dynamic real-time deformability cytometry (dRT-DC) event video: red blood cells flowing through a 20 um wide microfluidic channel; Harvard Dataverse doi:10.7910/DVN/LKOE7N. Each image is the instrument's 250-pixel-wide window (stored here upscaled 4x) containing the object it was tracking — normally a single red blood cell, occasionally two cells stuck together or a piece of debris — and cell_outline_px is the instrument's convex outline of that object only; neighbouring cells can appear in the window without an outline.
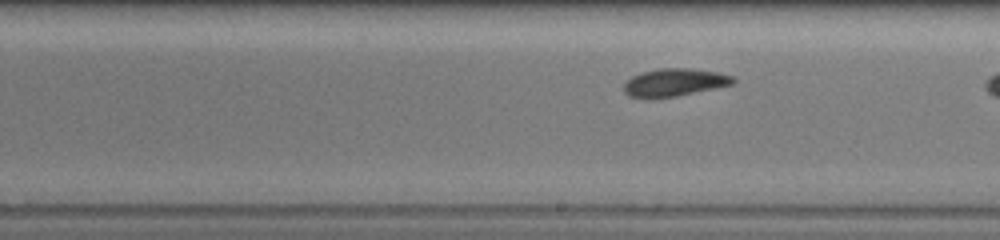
{"species": "common noctule bat (a hibernating species)", "species_latin": "Nyctalus noctula", "temperature_condition": "warm", "stored_images_in_passage": 35, "camera_frame_rate_fps": 3000, "um_per_image_px": 0.085, "animal": {"sex": "female", "body_mass_g": 19.5, "forearm_length_mm": 54.1}, "frame": {"image": 1, "passage_image": 26, "time_ms": 10.333, "image_size_px": [1000, 240], "cell_outline_px": [[736, 80], [732, 84], [676, 96], [652, 100], [648, 100], [628, 96], [624, 92], [624, 84], [632, 76], [640, 72], [656, 68], [688, 68], [720, 72], [732, 76]], "centroid_in_image_um": [57.26, 7.02], "position_along_channel_um": 231.7, "area_um2": 17.98}}
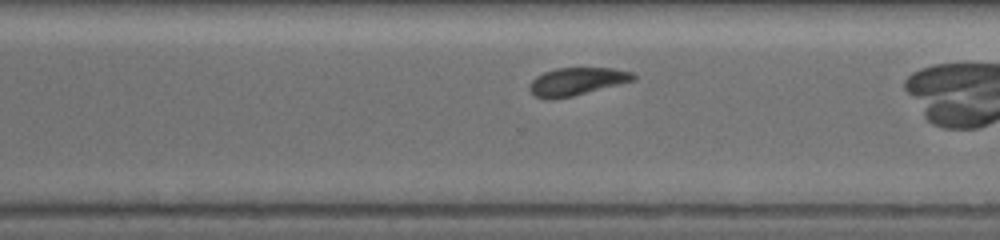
{"frame": {"image": 2, "passage_image": 31, "time_ms": 12.667, "image_size_px": [1000, 240], "cell_outline_px": [[636, 80], [572, 96], [536, 96], [528, 88], [532, 80], [536, 76], [544, 72], [556, 68], [612, 68], [632, 72], [636, 76]], "centroid_in_image_um": [49.09, 6.88], "position_along_channel_um": 321.5, "area_um2": 16.18}}